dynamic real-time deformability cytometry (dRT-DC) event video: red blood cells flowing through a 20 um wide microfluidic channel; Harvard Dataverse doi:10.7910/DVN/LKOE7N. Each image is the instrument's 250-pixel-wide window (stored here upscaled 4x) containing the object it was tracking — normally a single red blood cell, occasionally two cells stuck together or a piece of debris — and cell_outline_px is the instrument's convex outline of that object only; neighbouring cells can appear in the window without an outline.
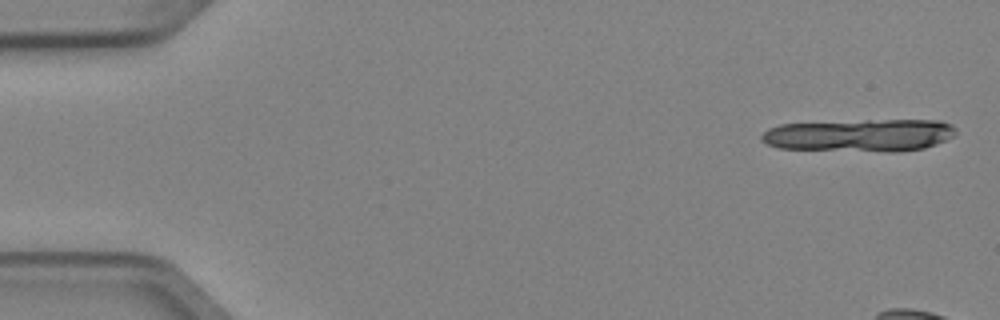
{"species": "Egyptian fruit bat (a non-hibernating species)", "species_latin": "Rousettus aegyptiacus", "temperature_condition": "cold", "stored_images_in_passage": 7, "segment_of_instrument_passage": [1, 2], "camera_frame_rate_fps": 3000, "um_per_image_px": 0.085, "animal": {"sex": "female"}, "frame": {"image": 1, "passage_image": 1, "time_ms": 0.0, "image_size_px": [1000, 320], "cell_outline_px": [[956, 132], [952, 136], [936, 144], [924, 148], [896, 152], [888, 152], [780, 148], [768, 144], [760, 140], [760, 136], [768, 128], [780, 124], [868, 120], [940, 120], [952, 124], [956, 128]], "centroid_in_image_um": [73.1, 11.49], "position_along_channel_um": 11.9, "area_um2": 36.99}}